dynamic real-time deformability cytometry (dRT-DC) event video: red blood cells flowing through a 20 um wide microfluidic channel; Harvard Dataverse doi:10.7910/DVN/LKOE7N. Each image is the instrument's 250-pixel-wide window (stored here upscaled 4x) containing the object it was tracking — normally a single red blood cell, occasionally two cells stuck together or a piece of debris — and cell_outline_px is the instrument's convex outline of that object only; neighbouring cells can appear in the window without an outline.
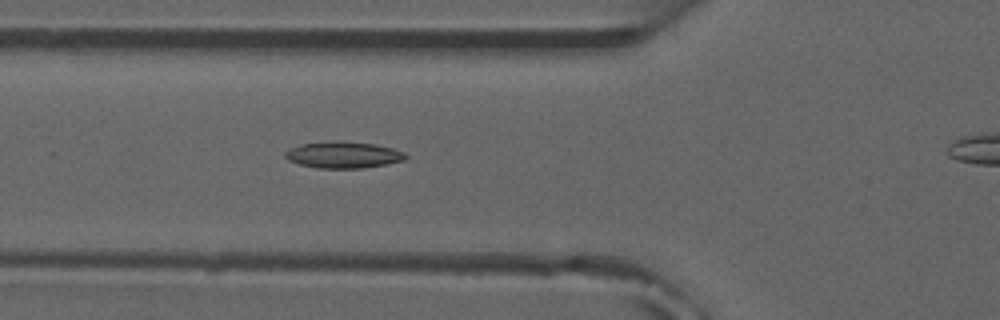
{"species": "common noctule bat (a hibernating species)", "species_latin": "Nyctalus noctula", "temperature_condition": "room temperature", "stored_images_in_passage": 7, "camera_frame_rate_fps": 3000, "um_per_image_px": 0.085, "animal": {"sex": "male", "forearm_length_mm": 52.5}, "frame": {"image": 1, "passage_image": 6, "time_ms": 5.667, "image_size_px": [1000, 320], "cell_outline_px": [[408, 156], [404, 160], [388, 164], [364, 168], [316, 168], [300, 164], [288, 160], [284, 156], [284, 152], [300, 144], [376, 144], [392, 148], [404, 152]], "centroid_in_image_um": [29.23, 13.22], "position_along_channel_um": 96.6, "area_um2": 17.63}}